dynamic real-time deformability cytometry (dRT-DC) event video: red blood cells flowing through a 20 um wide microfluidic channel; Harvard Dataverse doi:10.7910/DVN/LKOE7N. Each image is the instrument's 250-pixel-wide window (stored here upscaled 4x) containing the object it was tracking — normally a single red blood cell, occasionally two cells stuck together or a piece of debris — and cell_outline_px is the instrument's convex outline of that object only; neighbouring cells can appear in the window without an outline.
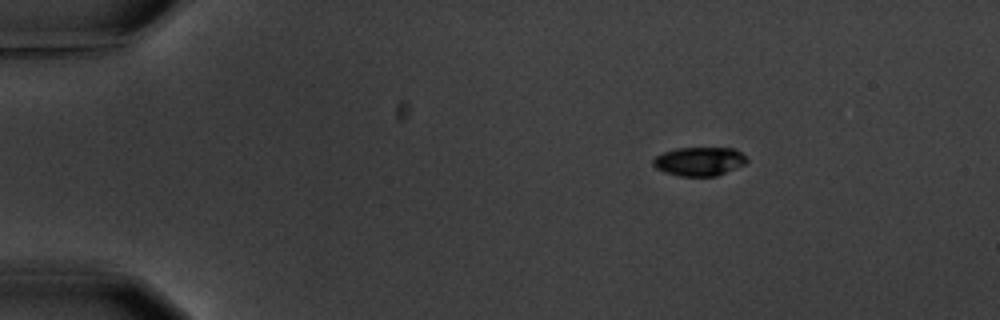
{"species": "common noctule bat (a hibernating species)", "species_latin": "Nyctalus noctula", "temperature_condition": "warm", "stored_images_in_passage": 3, "camera_frame_rate_fps": 3000, "um_per_image_px": 0.085, "animal": {"sex": "male", "body_mass_g": 20.1, "forearm_length_mm": 53.5}, "frame": {"image": 1, "passage_image": 1, "time_ms": 0.0, "image_size_px": [1000, 320], "cell_outline_px": [[748, 160], [744, 164], [716, 176], [680, 176], [664, 172], [656, 168], [652, 164], [652, 160], [656, 156], [664, 152], [676, 148], [736, 148]], "centroid_in_image_um": [59.41, 13.71], "position_along_channel_um": 25.6, "area_um2": 15.61}}